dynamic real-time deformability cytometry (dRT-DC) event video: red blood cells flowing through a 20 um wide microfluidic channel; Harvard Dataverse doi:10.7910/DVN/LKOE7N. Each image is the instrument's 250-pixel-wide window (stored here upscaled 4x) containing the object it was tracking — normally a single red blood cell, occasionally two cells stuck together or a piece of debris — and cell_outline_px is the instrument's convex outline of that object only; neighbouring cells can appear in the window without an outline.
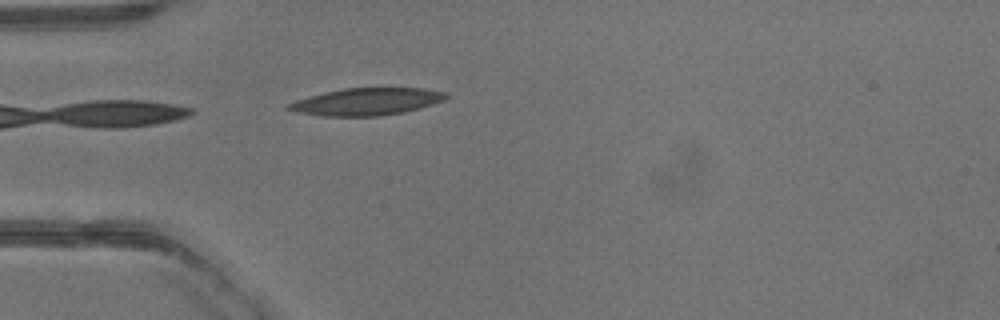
{"species": "common noctule bat (a hibernating species)", "species_latin": "Nyctalus noctula", "temperature_condition": "warm", "stored_images_in_passage": 5, "camera_frame_rate_fps": 3000, "um_per_image_px": 0.085, "animal": {"sex": "male", "body_mass_g": 13.3}, "frame": {"image": 1, "passage_image": 1, "time_ms": 0.0, "image_size_px": [1000, 320], "cell_outline_px": [[448, 96], [444, 100], [420, 108], [404, 112], [380, 116], [320, 116], [296, 112], [284, 108], [288, 104], [296, 100], [308, 96], [324, 92], [344, 88], [424, 88], [448, 92]], "centroid_in_image_um": [31.16, 8.64], "position_along_channel_um": 53.8, "area_um2": 25.14}}